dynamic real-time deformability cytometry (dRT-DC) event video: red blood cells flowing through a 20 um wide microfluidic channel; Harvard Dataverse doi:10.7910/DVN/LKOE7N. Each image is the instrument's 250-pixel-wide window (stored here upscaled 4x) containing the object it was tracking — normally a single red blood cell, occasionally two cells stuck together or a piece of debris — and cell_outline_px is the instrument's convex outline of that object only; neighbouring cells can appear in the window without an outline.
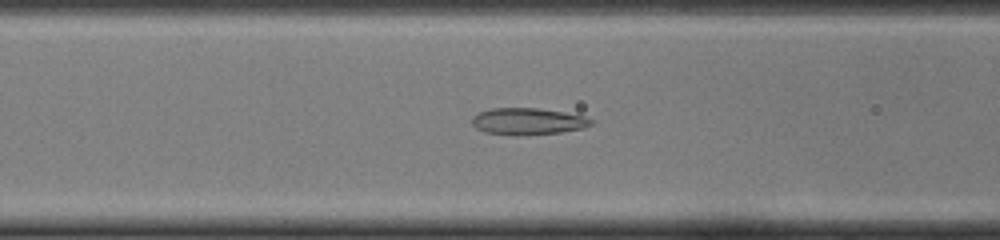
{"species": "common noctule bat (a hibernating species)", "species_latin": "Nyctalus noctula", "temperature_condition": "cold", "stored_images_in_passage": 45, "camera_frame_rate_fps": 3000, "um_per_image_px": 0.085, "animal": {"sex": "female", "body_mass_g": 22.0, "forearm_length_mm": 56.7}, "frame": {"image": 1, "passage_image": 17, "time_ms": 5.333, "image_size_px": [1000, 240], "cell_outline_px": [[596, 120], [592, 124], [584, 128], [560, 132], [516, 136], [484, 132], [476, 128], [472, 124], [472, 116], [480, 112], [492, 108], [536, 108], [564, 112], [584, 116]], "centroid_in_image_um": [44.87, 10.32], "position_along_channel_um": 121.7, "area_um2": 18.67}}
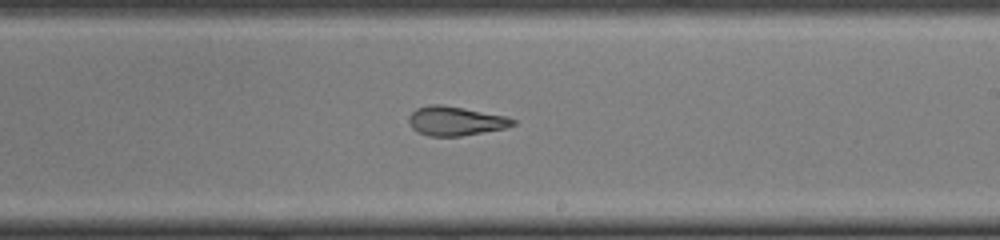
{"frame": {"image": 2, "passage_image": 26, "time_ms": 8.333, "image_size_px": [1000, 240], "cell_outline_px": [[516, 124], [504, 128], [460, 136], [428, 136], [416, 132], [408, 124], [408, 116], [416, 108], [428, 104], [440, 104], [464, 108], [504, 116], [516, 120]], "centroid_in_image_um": [38.64, 10.28], "position_along_channel_um": 250.4, "area_um2": 17.69}}
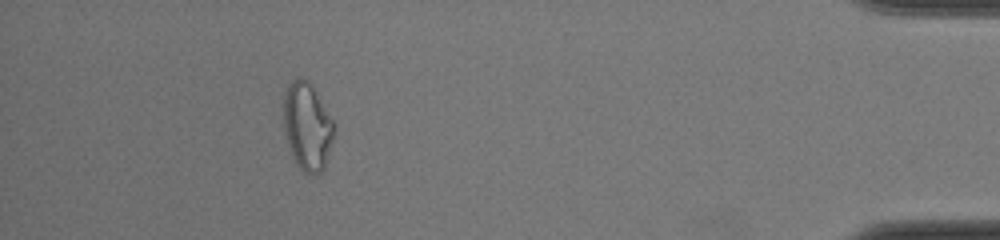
{"frame": {"image": 3, "passage_image": 41, "time_ms": 13.333, "image_size_px": [1000, 240], "cell_outline_px": [[336, 128], [324, 168], [316, 176], [308, 176], [296, 164], [288, 148], [284, 136], [284, 92], [288, 84], [296, 76], [300, 76], [308, 80], [316, 92], [336, 124]], "centroid_in_image_um": [26.11, 10.76], "position_along_channel_um": 409.1, "area_um2": 26.36}}